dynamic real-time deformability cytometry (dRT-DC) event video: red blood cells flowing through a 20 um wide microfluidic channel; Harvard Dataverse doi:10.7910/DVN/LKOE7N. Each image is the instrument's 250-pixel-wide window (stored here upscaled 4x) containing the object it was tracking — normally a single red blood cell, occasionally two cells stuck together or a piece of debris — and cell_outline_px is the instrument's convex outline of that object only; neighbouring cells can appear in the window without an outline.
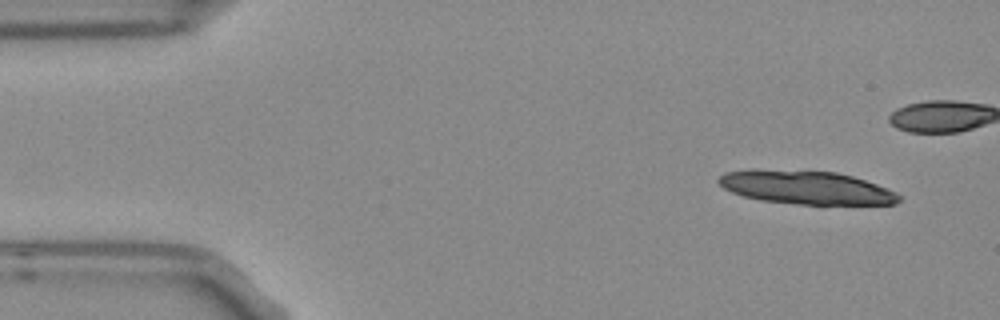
{"species": "Egyptian fruit bat (a non-hibernating species)", "species_latin": "Rousettus aegyptiacus", "temperature_condition": "room temperature", "stored_images_in_passage": 5, "camera_frame_rate_fps": 3000, "um_per_image_px": 0.085, "frame": {"image": 1, "passage_image": 1, "time_ms": 0.0, "image_size_px": [1000, 320], "cell_outline_px": [[900, 200], [896, 204], [800, 204], [760, 200], [744, 196], [732, 192], [724, 188], [716, 180], [724, 172], [748, 168], [752, 168], [836, 172], [852, 176], [876, 184], [896, 192], [900, 196]], "centroid_in_image_um": [68.46, 15.91], "position_along_channel_um": 16.5, "area_um2": 35.26}}